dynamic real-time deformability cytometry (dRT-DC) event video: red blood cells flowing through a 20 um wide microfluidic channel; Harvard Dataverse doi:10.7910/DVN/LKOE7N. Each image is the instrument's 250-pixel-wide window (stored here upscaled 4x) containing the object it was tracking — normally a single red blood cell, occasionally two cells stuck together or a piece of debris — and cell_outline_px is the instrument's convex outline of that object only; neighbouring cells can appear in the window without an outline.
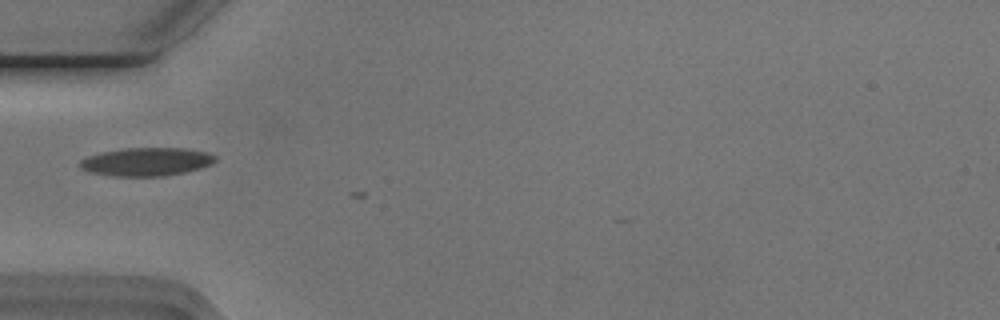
{"species": "Egyptian fruit bat (a non-hibernating species)", "species_latin": "Rousettus aegyptiacus", "temperature_condition": "cold", "stored_images_in_passage": 2, "camera_frame_rate_fps": 3000, "um_per_image_px": 0.085, "animal": {"sex": "male"}, "frame": {"image": 1, "passage_image": 1, "time_ms": 0.0, "image_size_px": [1000, 320], "cell_outline_px": [[216, 160], [212, 164], [200, 168], [184, 172], [164, 176], [112, 176], [88, 172], [80, 168], [76, 164], [80, 160], [88, 156], [104, 152], [124, 148], [184, 148], [208, 152], [216, 156]], "centroid_in_image_um": [12.43, 13.75], "position_along_channel_um": 72.6, "area_um2": 22.43}}